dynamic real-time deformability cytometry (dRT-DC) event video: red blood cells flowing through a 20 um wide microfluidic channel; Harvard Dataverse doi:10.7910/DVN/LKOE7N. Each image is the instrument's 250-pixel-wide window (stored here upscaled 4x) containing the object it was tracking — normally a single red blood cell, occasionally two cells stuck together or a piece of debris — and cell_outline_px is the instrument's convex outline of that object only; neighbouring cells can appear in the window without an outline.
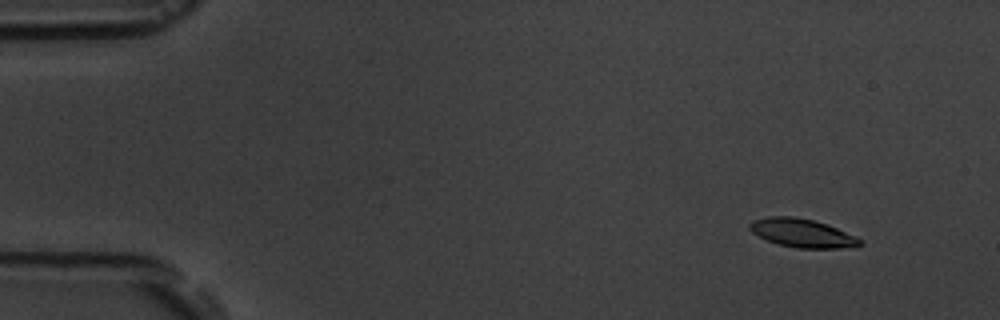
{"species": "common noctule bat (a hibernating species)", "species_latin": "Nyctalus noctula", "temperature_condition": "room temperature", "stored_images_in_passage": 7, "camera_frame_rate_fps": 3000, "um_per_image_px": 0.085, "animal": {"sex": "male", "body_mass_g": 19.5, "forearm_length_mm": 54.6}, "frame": {"image": 1, "passage_image": 1, "time_ms": 0.0, "image_size_px": [1000, 320], "cell_outline_px": [[864, 244], [840, 248], [796, 248], [780, 244], [768, 240], [752, 232], [748, 228], [748, 224], [752, 220], [768, 216], [792, 216], [812, 220], [828, 224], [856, 236]], "centroid_in_image_um": [68.17, 19.8], "position_along_channel_um": 16.8, "area_um2": 18.21}}
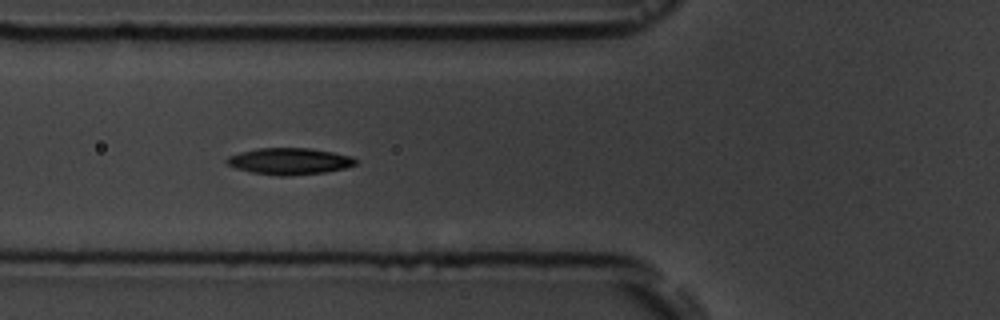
{"frame": {"image": 2, "passage_image": 5, "time_ms": 5.333, "image_size_px": [1000, 320], "cell_outline_px": [[356, 164], [344, 168], [324, 172], [288, 176], [280, 176], [252, 172], [236, 168], [228, 164], [224, 160], [228, 156], [240, 152], [256, 148], [308, 148], [332, 152], [352, 156], [356, 160]], "centroid_in_image_um": [24.58, 13.7], "position_along_channel_um": 101.2, "area_um2": 19.83}}
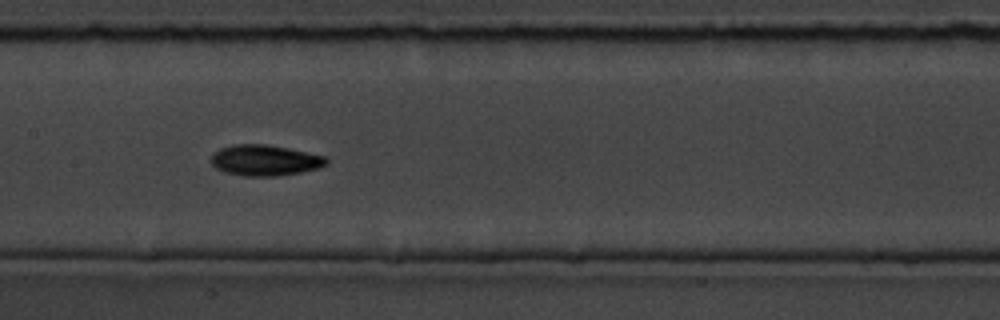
{"frame": {"image": 3, "passage_image": 7, "time_ms": 7.667, "image_size_px": [1000, 320], "cell_outline_px": [[328, 164], [316, 168], [300, 172], [276, 176], [244, 176], [224, 172], [216, 168], [212, 164], [212, 156], [220, 148], [232, 144], [264, 144], [288, 148], [324, 156], [328, 160]], "centroid_in_image_um": [22.5, 13.62], "position_along_channel_um": 184.9, "area_um2": 20.52}}